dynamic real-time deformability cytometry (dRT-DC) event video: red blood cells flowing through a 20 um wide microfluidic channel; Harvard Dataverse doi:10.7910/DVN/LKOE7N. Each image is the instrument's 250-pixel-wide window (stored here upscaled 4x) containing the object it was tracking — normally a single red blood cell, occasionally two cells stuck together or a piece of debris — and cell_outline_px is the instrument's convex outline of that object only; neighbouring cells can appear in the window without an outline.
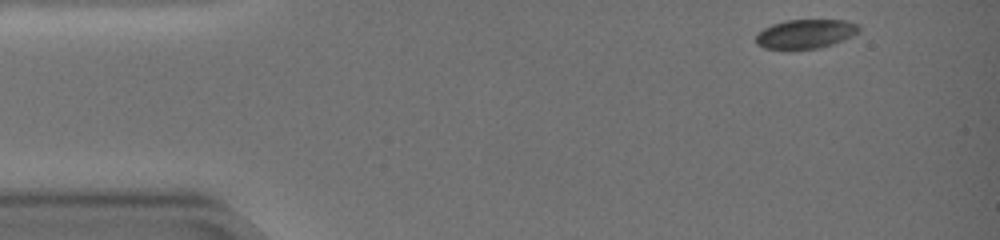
{"species": "common noctule bat (a hibernating species)", "species_latin": "Nyctalus noctula", "temperature_condition": "warm", "stored_images_in_passage": 50, "camera_frame_rate_fps": 3000, "um_per_image_px": 0.085, "animal": {"sex": "female", "body_mass_g": 19.0, "forearm_length_mm": 51.5}, "frame": {"image": 1, "passage_image": 1, "time_ms": 0.0, "image_size_px": [1000, 240], "cell_outline_px": [[860, 32], [844, 40], [820, 48], [788, 52], [784, 52], [764, 48], [756, 44], [756, 36], [764, 28], [772, 24], [788, 20], [844, 20], [856, 24], [860, 28]], "centroid_in_image_um": [68.43, 2.93], "position_along_channel_um": 16.6, "area_um2": 18.09}}
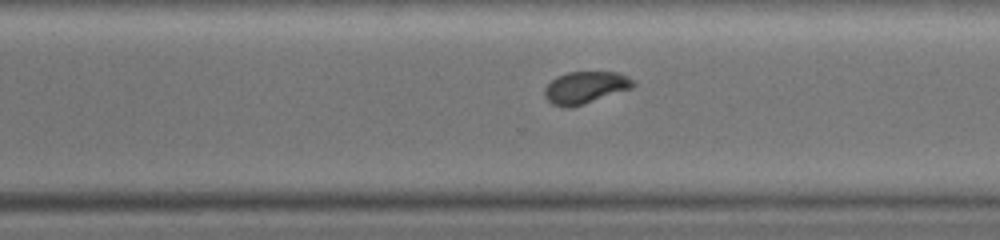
{"frame": {"image": 2, "passage_image": 36, "time_ms": 11.667, "image_size_px": [1000, 240], "cell_outline_px": [[636, 84], [632, 88], [584, 104], [568, 108], [564, 108], [552, 104], [544, 96], [544, 88], [556, 76], [568, 72], [620, 72], [632, 80]], "centroid_in_image_um": [49.73, 7.44], "position_along_channel_um": 320.9, "area_um2": 16.59}}
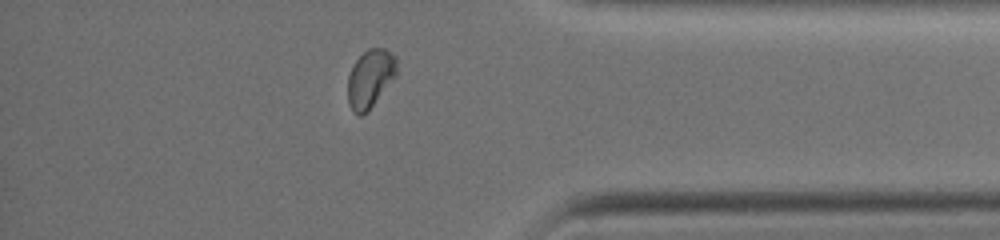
{"frame": {"image": 3, "passage_image": 44, "time_ms": 14.333, "image_size_px": [1000, 240], "cell_outline_px": [[396, 76], [368, 112], [360, 116], [352, 112], [348, 104], [348, 76], [356, 60], [368, 48], [384, 48], [396, 56]], "centroid_in_image_um": [31.46, 6.7], "position_along_channel_um": 403.7, "area_um2": 16.65}, "authors_computed_cell_mechanics": {"area_um2": 18.1203, "velocity_mm_per_s": 3.422, "shape_relaxation_time_tau1_ms": 3.9748, "shape_relaxation_time_tau2_ms": 2.0647, "deformation_change_tau1": 0.1089, "deformation_change_tau2": 0.0362}}